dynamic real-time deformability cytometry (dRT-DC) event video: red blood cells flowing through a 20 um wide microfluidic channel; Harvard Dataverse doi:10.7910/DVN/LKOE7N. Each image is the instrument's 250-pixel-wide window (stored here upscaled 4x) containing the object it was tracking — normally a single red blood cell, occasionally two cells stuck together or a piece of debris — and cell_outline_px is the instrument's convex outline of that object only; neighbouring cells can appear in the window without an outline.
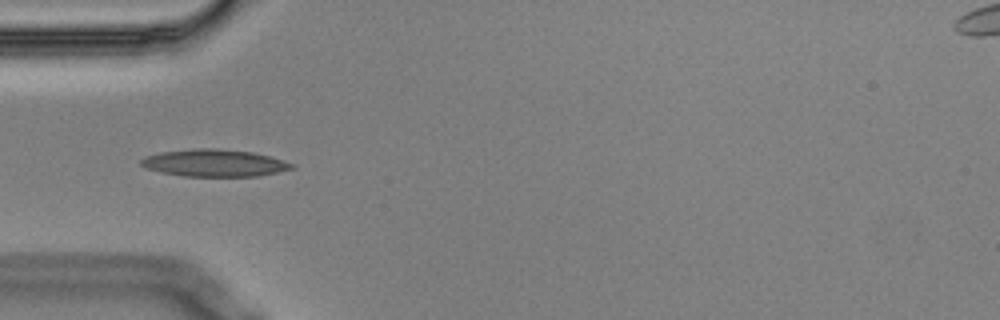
{"species": "Egyptian fruit bat (a non-hibernating species)", "species_latin": "Rousettus aegyptiacus", "temperature_condition": "cold", "stored_images_in_passage": 6, "camera_frame_rate_fps": 3000, "um_per_image_px": 0.085, "animal": {"sex": "male"}, "frame": {"image": 1, "passage_image": 1, "time_ms": 0.0, "image_size_px": [1000, 320], "cell_outline_px": [[296, 168], [256, 176], [184, 176], [160, 172], [148, 168], [140, 164], [140, 160], [144, 156], [160, 152], [196, 148], [212, 148], [252, 152], [284, 160], [296, 164]], "centroid_in_image_um": [18.22, 13.85], "position_along_channel_um": 66.8, "area_um2": 23.81}}
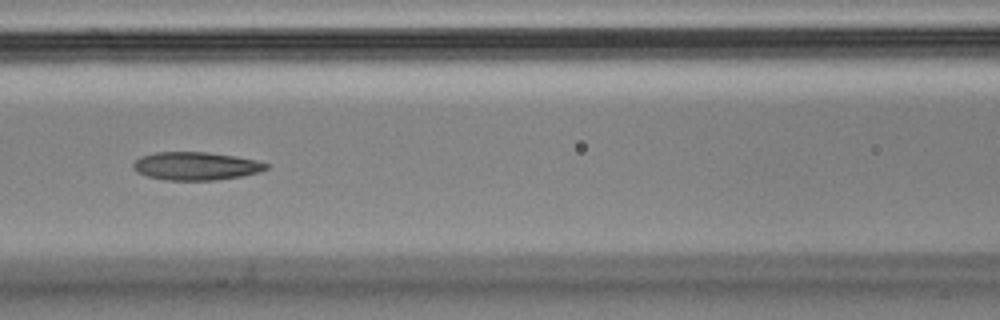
{"frame": {"image": 2, "passage_image": 3, "time_ms": 0.667, "image_size_px": [1000, 320], "cell_outline_px": [[268, 168], [260, 172], [240, 176], [216, 180], [164, 180], [148, 176], [136, 172], [132, 168], [132, 164], [140, 156], [156, 152], [208, 152], [236, 156], [256, 160], [268, 164]], "centroid_in_image_um": [16.63, 14.11], "position_along_channel_um": 150.0, "area_um2": 21.85}}
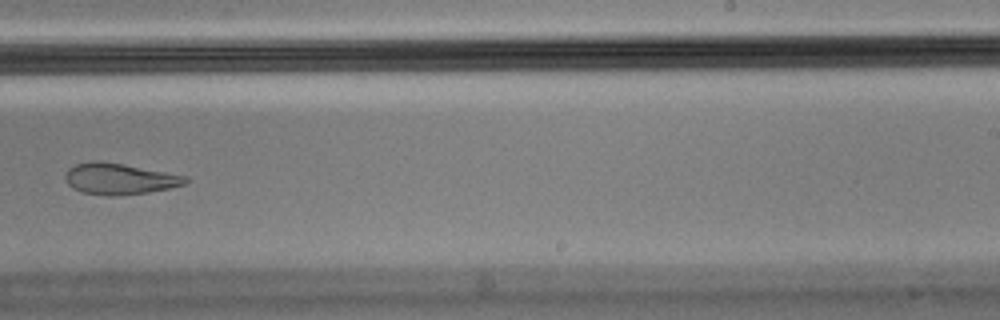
{"frame": {"image": 3, "passage_image": 6, "time_ms": 1.667, "image_size_px": [1000, 320], "cell_outline_px": [[188, 180], [184, 184], [168, 188], [148, 192], [120, 196], [104, 196], [84, 192], [72, 188], [68, 184], [64, 176], [68, 168], [76, 164], [88, 160], [100, 160], [188, 176]], "centroid_in_image_um": [10.11, 15.19], "position_along_channel_um": 278.9, "area_um2": 21.91}}